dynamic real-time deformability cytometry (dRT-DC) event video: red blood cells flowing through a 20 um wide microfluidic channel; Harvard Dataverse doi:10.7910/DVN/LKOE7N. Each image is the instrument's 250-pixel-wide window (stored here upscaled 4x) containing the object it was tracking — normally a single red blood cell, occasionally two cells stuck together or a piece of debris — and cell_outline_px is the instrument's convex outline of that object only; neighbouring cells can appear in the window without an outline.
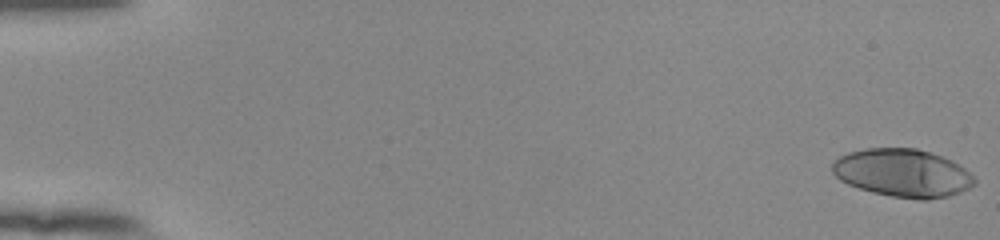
{"species": "human", "species_latin": "Homo sapiens", "temperature_condition": "room temperature", "stored_images_in_passage": 53, "camera_frame_rate_fps": 3000, "um_per_image_px": 0.085, "donor": {"sex": "female"}, "frame": {"image": 1, "passage_image": 1, "time_ms": 0.0, "image_size_px": [1000, 240], "cell_outline_px": [[976, 184], [960, 192], [948, 196], [928, 200], [920, 200], [892, 196], [872, 192], [848, 184], [840, 180], [832, 172], [832, 164], [840, 156], [848, 152], [864, 148], [916, 148], [952, 160], [964, 168], [976, 180]], "centroid_in_image_um": [76.72, 14.71], "position_along_channel_um": 8.3, "area_um2": 39.65}}
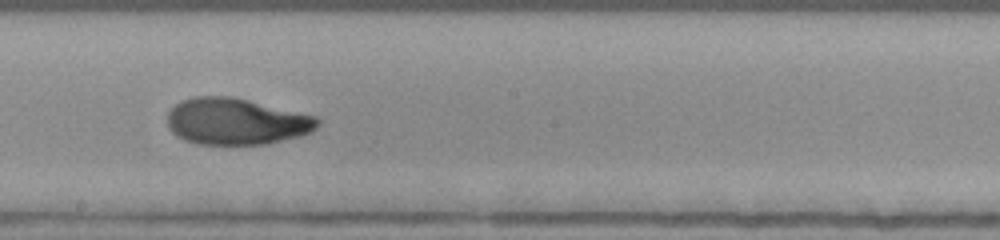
{"frame": {"image": 2, "passage_image": 31, "time_ms": 10.0, "image_size_px": [1000, 240], "cell_outline_px": [[320, 124], [312, 132], [300, 136], [268, 144], [200, 144], [184, 140], [176, 136], [168, 128], [168, 112], [180, 100], [192, 96], [232, 96], [320, 116]], "centroid_in_image_um": [20.12, 10.31], "position_along_channel_um": 228.1, "area_um2": 41.33}}
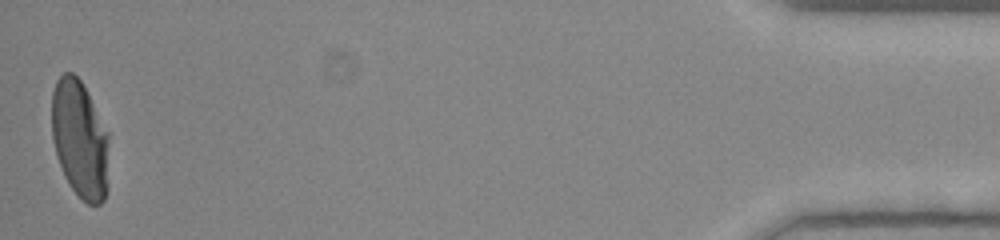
{"frame": {"image": 3, "passage_image": 53, "time_ms": 17.333, "image_size_px": [1000, 240], "cell_outline_px": [[108, 188], [104, 200], [100, 204], [88, 204], [68, 184], [64, 176], [56, 156], [52, 140], [52, 92], [56, 80], [64, 72], [72, 72], [80, 80], [108, 132]], "centroid_in_image_um": [6.78, 11.86], "position_along_channel_um": 428.4, "area_um2": 39.36}, "authors_computed_cell_mechanics": {"area_um2": 40.4022, "velocity_mm_per_s": 3.8932, "shape_relaxation_time_tau1_ms": 5.0378, "shape_relaxation_time_tau2_ms": 0.8768, "deformation_change_tau1": 0.2406, "deformation_change_tau2": 0.0498}}